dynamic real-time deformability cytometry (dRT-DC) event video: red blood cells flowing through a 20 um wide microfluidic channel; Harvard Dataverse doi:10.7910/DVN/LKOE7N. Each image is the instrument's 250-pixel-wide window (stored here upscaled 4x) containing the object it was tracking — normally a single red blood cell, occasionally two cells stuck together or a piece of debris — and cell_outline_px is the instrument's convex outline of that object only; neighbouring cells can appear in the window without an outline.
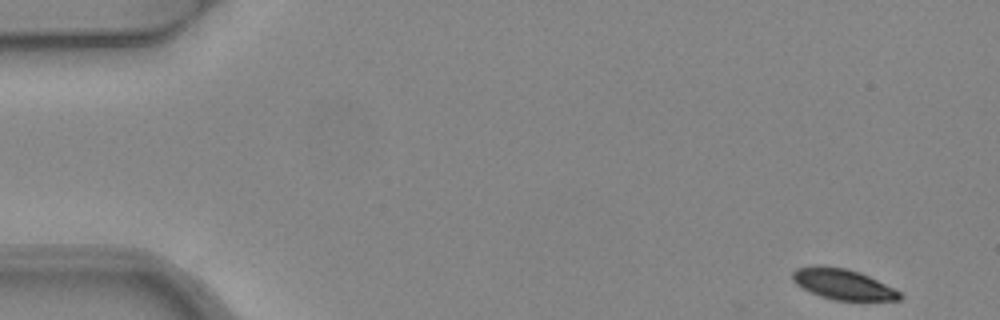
{"species": "common noctule bat (a hibernating species)", "species_latin": "Nyctalus noctula", "temperature_condition": "warm", "stored_images_in_passage": 7, "camera_frame_rate_fps": 3000, "um_per_image_px": 0.085, "animal": {"sex": "female", "body_mass_g": 24.6, "forearm_length_mm": 56.2}, "frame": {"image": 1, "passage_image": 1, "time_ms": 0.0, "image_size_px": [1000, 320], "cell_outline_px": [[904, 296], [900, 300], [836, 300], [820, 296], [796, 284], [792, 280], [792, 272], [796, 268], [812, 264], [816, 264], [844, 268], [860, 272], [900, 292]], "centroid_in_image_um": [71.6, 24.14], "position_along_channel_um": 13.4, "area_um2": 19.02}}
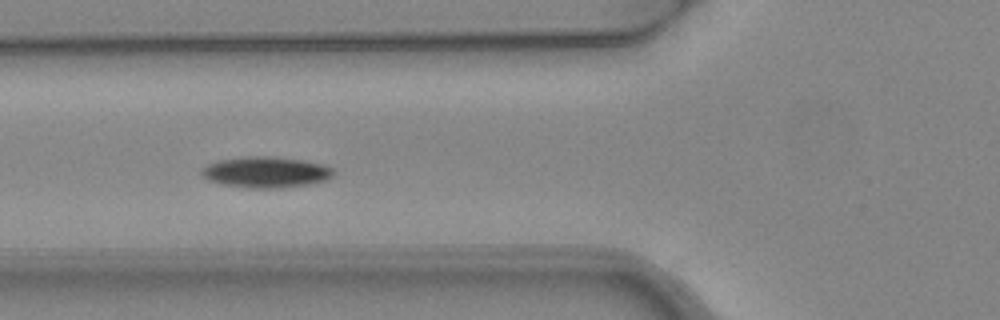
{"frame": {"image": 2, "passage_image": 5, "time_ms": 1.333, "image_size_px": [1000, 320], "cell_outline_px": [[336, 172], [328, 180], [312, 184], [280, 188], [248, 188], [220, 184], [208, 180], [200, 176], [200, 168], [208, 164], [220, 160], [244, 156], [272, 156], [304, 160], [324, 164], [332, 168]], "centroid_in_image_um": [22.6, 14.64], "position_along_channel_um": 103.2, "area_um2": 24.33}}
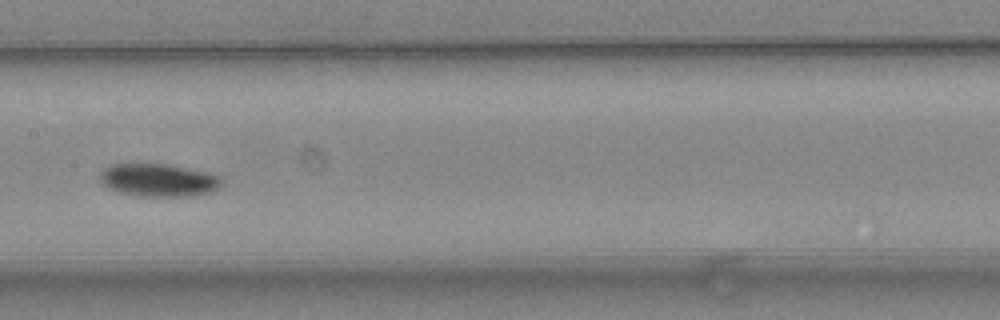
{"frame": {"image": 3, "passage_image": 7, "time_ms": 2.0, "image_size_px": [1000, 320], "cell_outline_px": [[224, 184], [220, 188], [212, 192], [196, 196], [136, 196], [116, 192], [108, 188], [100, 180], [100, 172], [104, 168], [112, 164], [168, 164], [208, 172], [220, 176]], "centroid_in_image_um": [13.51, 15.32], "position_along_channel_um": 193.9, "area_um2": 23.7}}